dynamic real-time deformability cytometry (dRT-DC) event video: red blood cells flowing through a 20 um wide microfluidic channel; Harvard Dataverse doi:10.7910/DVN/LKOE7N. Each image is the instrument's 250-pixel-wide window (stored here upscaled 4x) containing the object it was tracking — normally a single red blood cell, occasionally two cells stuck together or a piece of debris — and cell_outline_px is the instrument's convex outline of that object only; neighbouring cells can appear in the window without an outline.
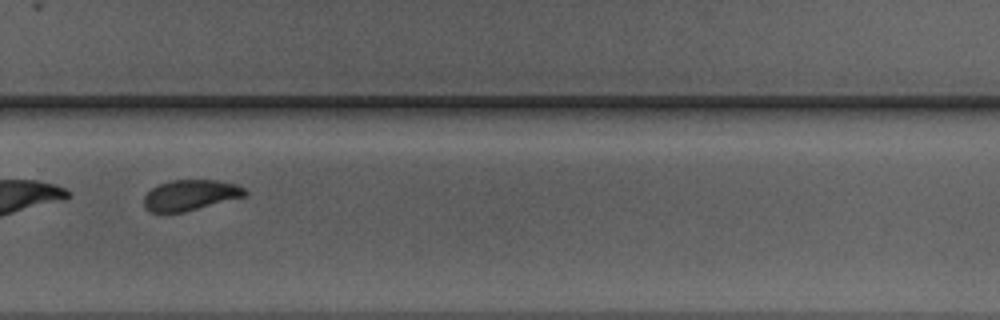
{"species": "Egyptian fruit bat (a non-hibernating species)", "species_latin": "Rousettus aegyptiacus", "temperature_condition": "warm", "stored_images_in_passage": 33, "camera_frame_rate_fps": 3000, "um_per_image_px": 0.085, "animal": {"sex": "male"}, "frame": {"image": 1, "passage_image": 19, "time_ms": 6.0, "image_size_px": [1000, 320], "cell_outline_px": [[248, 196], [184, 212], [152, 212], [144, 208], [144, 196], [152, 188], [160, 184], [172, 180], [216, 180], [236, 184], [244, 188], [248, 192]], "centroid_in_image_um": [16.22, 16.59], "position_along_channel_um": 313.6, "area_um2": 18.09}}